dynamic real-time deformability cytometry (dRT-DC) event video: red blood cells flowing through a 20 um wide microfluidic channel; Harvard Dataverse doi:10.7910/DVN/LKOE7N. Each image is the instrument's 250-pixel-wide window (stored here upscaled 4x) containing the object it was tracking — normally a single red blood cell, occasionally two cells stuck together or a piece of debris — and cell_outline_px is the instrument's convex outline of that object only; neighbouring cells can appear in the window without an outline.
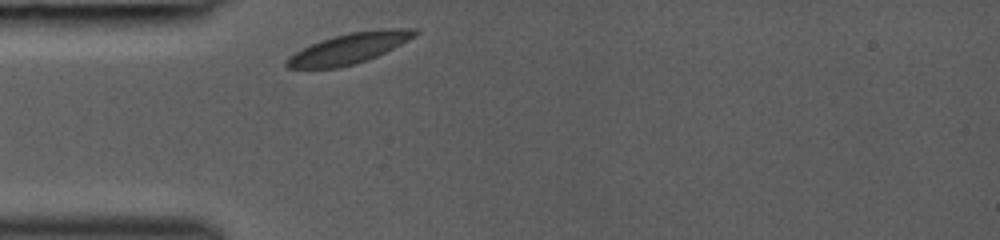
{"species": "common noctule bat (a hibernating species)", "species_latin": "Nyctalus noctula", "temperature_condition": "room temperature", "stored_images_in_passage": 29, "camera_frame_rate_fps": 3000, "um_per_image_px": 0.085, "animal": {"sex": "female", "body_mass_g": 19.0, "forearm_length_mm": 53.3}, "frame": {"image": 1, "passage_image": 1, "time_ms": 0.0, "image_size_px": [1000, 240], "cell_outline_px": [[420, 32], [400, 44], [368, 60], [356, 64], [336, 68], [288, 68], [284, 64], [284, 60], [288, 56], [320, 40], [352, 32], [388, 28], [416, 28]], "centroid_in_image_um": [29.66, 4.12], "position_along_channel_um": 55.3, "area_um2": 22.48}}
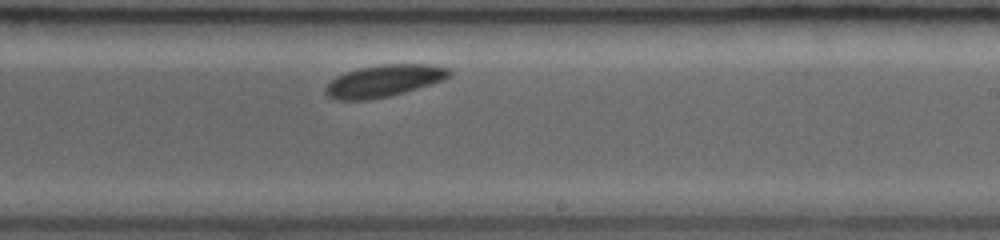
{"frame": {"image": 2, "passage_image": 19, "time_ms": 5.0, "image_size_px": [1000, 240], "cell_outline_px": [[452, 72], [444, 80], [404, 92], [388, 96], [368, 100], [336, 100], [328, 96], [324, 92], [324, 88], [336, 76], [360, 68], [380, 64], [428, 64], [452, 68]], "centroid_in_image_um": [32.64, 6.87], "position_along_channel_um": 256.4, "area_um2": 23.0}}
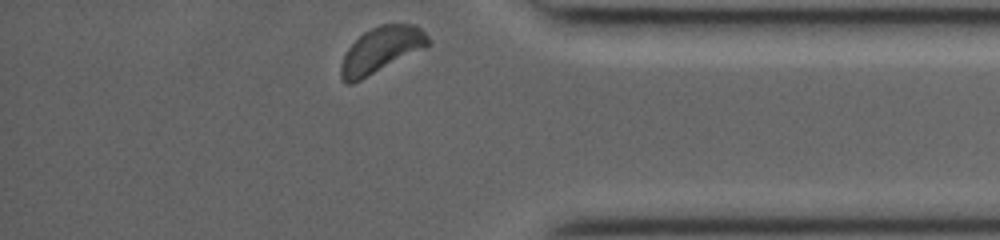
{"frame": {"image": 3, "passage_image": 29, "time_ms": 8.667, "image_size_px": [1000, 240], "cell_outline_px": [[432, 44], [352, 84], [344, 84], [340, 76], [340, 64], [348, 48], [364, 32], [380, 24], [416, 24], [432, 40]], "centroid_in_image_um": [32.4, 4.24], "position_along_channel_um": 402.8, "area_um2": 23.12}}